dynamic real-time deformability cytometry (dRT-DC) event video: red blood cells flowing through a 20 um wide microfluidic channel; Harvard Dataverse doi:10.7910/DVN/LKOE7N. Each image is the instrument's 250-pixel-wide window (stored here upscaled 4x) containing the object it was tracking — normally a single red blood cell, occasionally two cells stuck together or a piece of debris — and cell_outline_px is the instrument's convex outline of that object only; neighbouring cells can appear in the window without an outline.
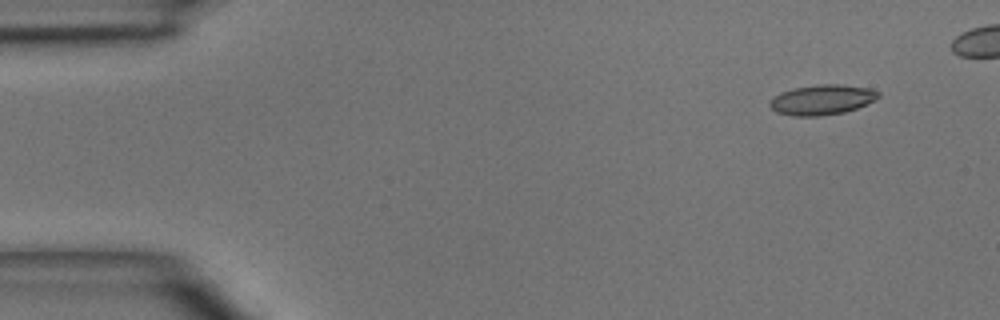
{"species": "common noctule bat (a hibernating species)", "species_latin": "Nyctalus noctula", "temperature_condition": "room temperature", "stored_images_in_passage": 5, "camera_frame_rate_fps": 3000, "um_per_image_px": 0.085, "animal": {"sex": "male", "body_mass_g": 15.6}, "frame": {"image": 1, "passage_image": 1, "time_ms": 0.0, "image_size_px": [1000, 320], "cell_outline_px": [[880, 96], [876, 100], [856, 108], [844, 112], [820, 116], [792, 116], [776, 112], [768, 104], [772, 96], [780, 92], [792, 88], [820, 84], [840, 84], [868, 88], [880, 92]], "centroid_in_image_um": [69.84, 8.47], "position_along_channel_um": 15.2, "area_um2": 19.19}}
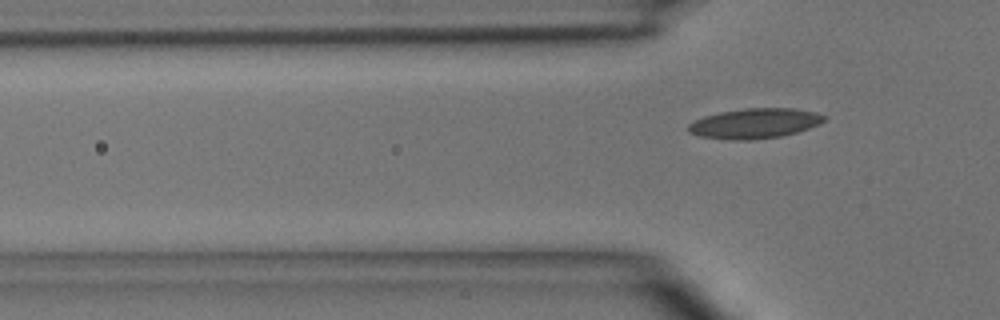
{"frame": {"image": 2, "passage_image": 5, "time_ms": 5.667, "image_size_px": [1000, 320], "cell_outline_px": [[824, 120], [820, 124], [796, 132], [780, 136], [752, 140], [732, 140], [700, 136], [688, 132], [688, 124], [704, 116], [720, 112], [744, 108], [792, 108], [816, 112], [824, 116]], "centroid_in_image_um": [64.13, 10.49], "position_along_channel_um": 61.7, "area_um2": 23.64}}